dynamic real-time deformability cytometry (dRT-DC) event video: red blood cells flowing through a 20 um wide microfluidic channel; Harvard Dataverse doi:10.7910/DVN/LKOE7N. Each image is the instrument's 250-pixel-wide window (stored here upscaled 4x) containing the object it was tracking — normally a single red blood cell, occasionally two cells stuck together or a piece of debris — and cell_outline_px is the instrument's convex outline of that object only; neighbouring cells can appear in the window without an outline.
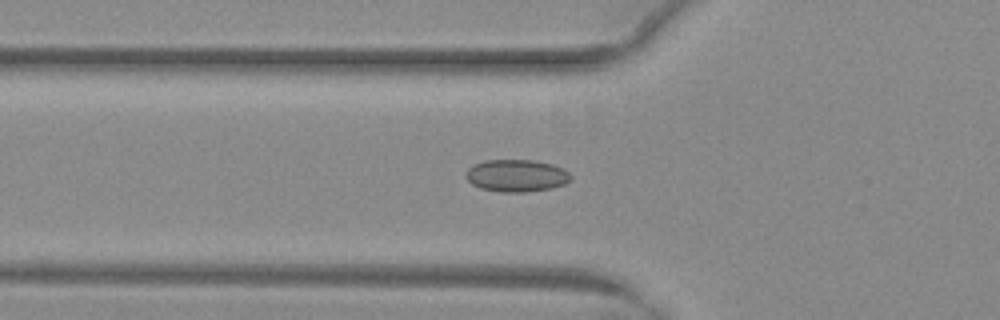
{"species": "common noctule bat (a hibernating species)", "species_latin": "Nyctalus noctula", "temperature_condition": "warm", "stored_images_in_passage": 52, "camera_frame_rate_fps": 3000, "um_per_image_px": 0.085, "animal": {"sex": "female", "body_mass_g": 29.2, "forearm_length_mm": 56.3}, "frame": {"image": 1, "passage_image": 19, "time_ms": 6.0, "image_size_px": [1000, 320], "cell_outline_px": [[572, 180], [564, 184], [552, 188], [524, 192], [500, 192], [480, 188], [472, 184], [464, 176], [464, 172], [472, 164], [484, 160], [532, 160], [552, 164], [564, 168], [572, 176]], "centroid_in_image_um": [43.88, 14.92], "position_along_channel_um": 81.9, "area_um2": 20.0}}
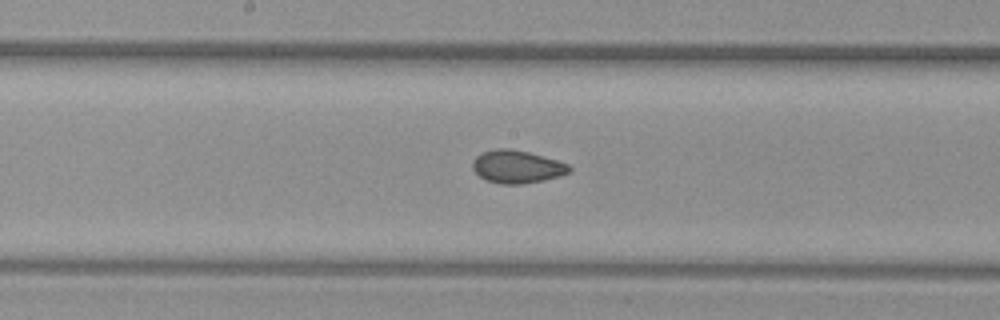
{"frame": {"image": 2, "passage_image": 28, "time_ms": 9.0, "image_size_px": [1000, 320], "cell_outline_px": [[572, 168], [568, 172], [560, 176], [544, 180], [524, 184], [500, 184], [488, 180], [480, 176], [472, 168], [472, 160], [476, 156], [484, 152], [496, 148], [512, 148], [544, 156], [568, 164]], "centroid_in_image_um": [43.94, 14.16], "position_along_channel_um": 204.3, "area_um2": 18.5}}
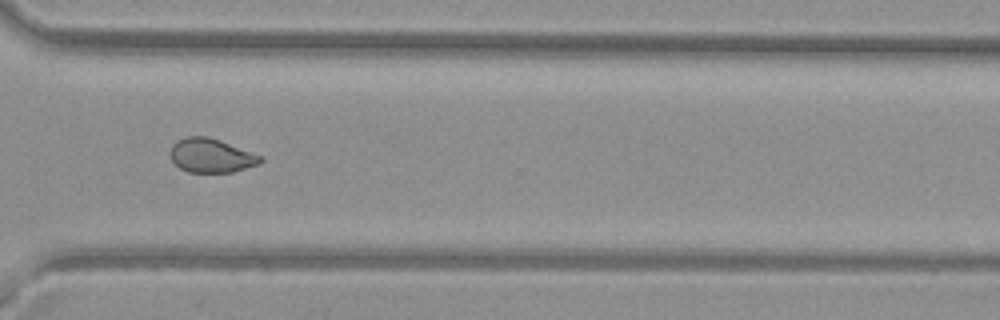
{"frame": {"image": 3, "passage_image": 39, "time_ms": 12.667, "image_size_px": [1000, 320], "cell_outline_px": [[264, 160], [260, 164], [232, 172], [188, 172], [180, 168], [172, 160], [168, 152], [172, 144], [176, 140], [188, 136], [208, 136], [220, 140], [264, 156]], "centroid_in_image_um": [17.96, 13.21], "position_along_channel_um": 352.6, "area_um2": 18.15}, "authors_computed_cell_mechanics": {"area_um2": 18.9584, "velocity_mm_per_s": 4.046, "shape_relaxation_time_tau1_ms": null, "shape_relaxation_time_tau2_ms": 1.2971, "deformation_change_tau1": null, "deformation_change_tau2": 0.0517}}